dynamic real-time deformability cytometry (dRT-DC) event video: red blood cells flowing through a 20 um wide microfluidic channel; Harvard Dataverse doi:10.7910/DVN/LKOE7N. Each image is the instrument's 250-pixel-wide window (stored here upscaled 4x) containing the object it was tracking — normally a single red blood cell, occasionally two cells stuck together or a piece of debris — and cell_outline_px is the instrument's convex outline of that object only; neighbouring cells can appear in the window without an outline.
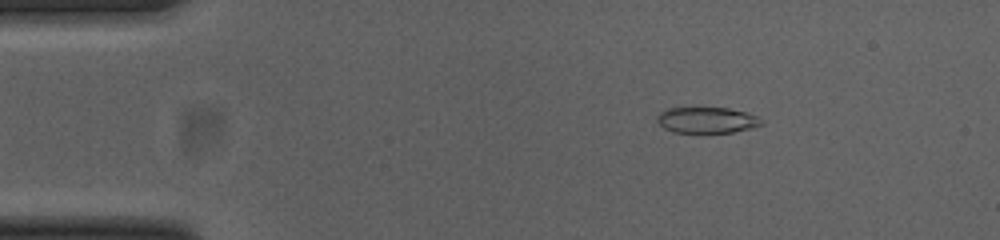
{"species": "common noctule bat (a hibernating species)", "species_latin": "Nyctalus noctula", "temperature_condition": "cold", "stored_images_in_passage": 52, "camera_frame_rate_fps": 3000, "um_per_image_px": 0.085, "animal": {"sex": "female", "body_mass_g": 23.0, "forearm_length_mm": 53.4}, "frame": {"image": 1, "passage_image": 8, "time_ms": 2.333, "image_size_px": [1000, 240], "cell_outline_px": [[764, 124], [752, 128], [732, 132], [672, 132], [664, 128], [656, 120], [656, 116], [660, 112], [668, 108], [728, 108], [744, 112], [756, 116], [764, 120]], "centroid_in_image_um": [60.08, 10.21], "position_along_channel_um": 24.9, "area_um2": 15.72}}
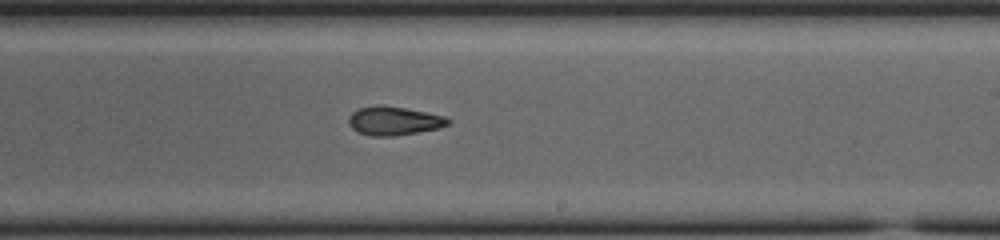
{"frame": {"image": 2, "passage_image": 31, "time_ms": 10.0, "image_size_px": [1000, 240], "cell_outline_px": [[452, 120], [448, 124], [440, 128], [392, 136], [372, 136], [360, 132], [352, 128], [348, 124], [348, 116], [356, 108], [376, 104], [384, 104], [444, 116]], "centroid_in_image_um": [33.43, 10.25], "position_along_channel_um": 255.6, "area_um2": 16.7}}
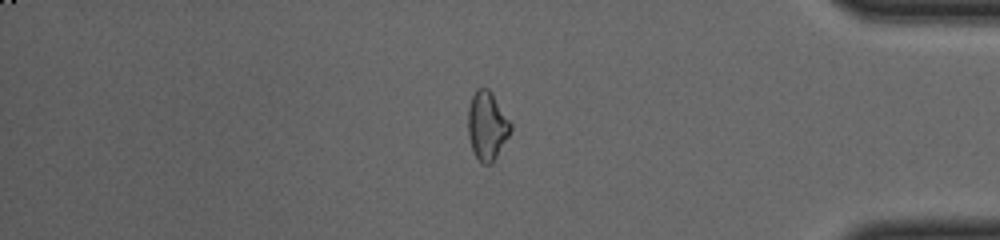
{"frame": {"image": 3, "passage_image": 44, "time_ms": 14.333, "image_size_px": [1000, 240], "cell_outline_px": [[512, 128], [508, 136], [496, 156], [488, 164], [480, 164], [472, 148], [468, 136], [468, 108], [472, 96], [476, 88], [488, 88], [512, 124]], "centroid_in_image_um": [41.38, 10.68], "position_along_channel_um": 393.8, "area_um2": 16.7}, "authors_computed_cell_mechanics": {"area_um2": 16.8487, "velocity_mm_per_s": 3.8812, "shape_relaxation_time_tau1_ms": null, "shape_relaxation_time_tau2_ms": 5.418, "deformation_change_tau1": null, "deformation_change_tau2": 0.134}}